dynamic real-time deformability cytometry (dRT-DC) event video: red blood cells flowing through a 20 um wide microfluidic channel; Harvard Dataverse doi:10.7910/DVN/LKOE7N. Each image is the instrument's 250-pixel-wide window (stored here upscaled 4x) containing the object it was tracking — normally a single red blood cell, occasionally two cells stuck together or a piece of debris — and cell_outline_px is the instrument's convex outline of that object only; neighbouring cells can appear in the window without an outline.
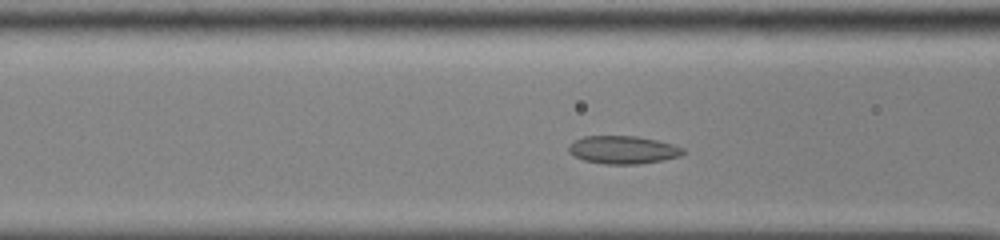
{"species": "common noctule bat (a hibernating species)", "species_latin": "Nyctalus noctula", "temperature_condition": "cold", "stored_images_in_passage": 37, "camera_frame_rate_fps": 3000, "um_per_image_px": 0.085, "animal": {"sex": "male", "body_mass_g": 13.0, "forearm_length_mm": 53.1}, "frame": {"image": 1, "passage_image": 9, "time_ms": 2.667, "image_size_px": [1000, 240], "cell_outline_px": [[684, 152], [680, 156], [660, 160], [636, 164], [604, 164], [584, 160], [568, 152], [568, 144], [584, 136], [636, 136], [656, 140], [672, 144], [684, 148]], "centroid_in_image_um": [52.93, 12.73], "position_along_channel_um": 113.7, "area_um2": 18.44}}
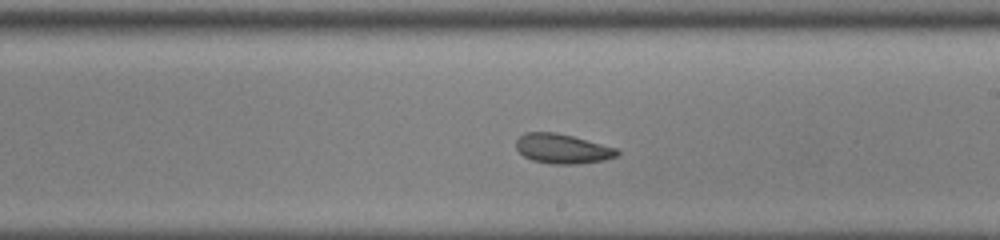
{"frame": {"image": 2, "passage_image": 19, "time_ms": 6.0, "image_size_px": [1000, 240], "cell_outline_px": [[620, 152], [616, 156], [604, 160], [580, 164], [552, 164], [532, 160], [524, 156], [516, 148], [516, 140], [524, 132], [556, 132], [572, 136], [616, 148]], "centroid_in_image_um": [47.79, 12.64], "position_along_channel_um": 241.2, "area_um2": 17.4}}
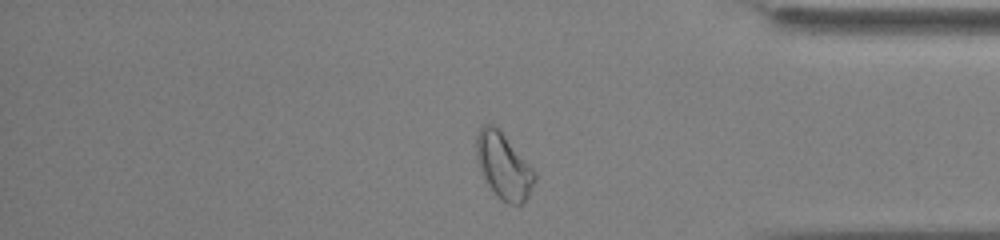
{"frame": {"image": 3, "passage_image": 32, "time_ms": 10.333, "image_size_px": [1000, 240], "cell_outline_px": [[536, 180], [524, 204], [508, 204], [496, 196], [480, 172], [476, 156], [476, 136], [480, 128], [484, 124], [492, 124], [500, 128], [536, 172]], "centroid_in_image_um": [42.81, 14.09], "position_along_channel_um": 392.4, "area_um2": 22.66}, "authors_computed_cell_mechanics": {"area_um2": 18.7272, "velocity_mm_per_s": 3.8333, "shape_relaxation_time_tau1_ms": 11.1008, "shape_relaxation_time_tau2_ms": 3.637, "deformation_change_tau1": 0.1467, "deformation_change_tau2": 0.0698}}